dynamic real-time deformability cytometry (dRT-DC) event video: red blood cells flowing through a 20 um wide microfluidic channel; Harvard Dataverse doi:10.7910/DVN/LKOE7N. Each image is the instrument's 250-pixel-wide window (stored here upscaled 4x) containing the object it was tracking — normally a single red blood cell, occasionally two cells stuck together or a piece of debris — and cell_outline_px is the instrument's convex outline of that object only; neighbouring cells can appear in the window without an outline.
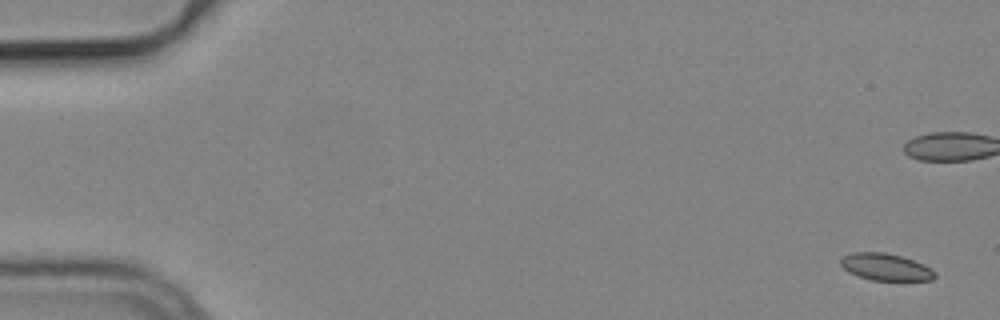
{"species": "common noctule bat (a hibernating species)", "species_latin": "Nyctalus noctula", "temperature_condition": "cold", "stored_images_in_passage": 7, "camera_frame_rate_fps": 3000, "um_per_image_px": 0.085, "animal": {"sex": "male", "body_mass_g": 19.2, "forearm_length_mm": 51.8}, "frame": {"image": 1, "passage_image": 1, "time_ms": 0.0, "image_size_px": [1000, 320], "cell_outline_px": [[936, 276], [932, 280], [872, 280], [848, 272], [840, 264], [840, 260], [844, 256], [852, 252], [884, 252], [900, 256], [924, 264], [932, 268], [936, 272]], "centroid_in_image_um": [75.3, 22.69], "position_along_channel_um": 9.7, "area_um2": 14.74}}
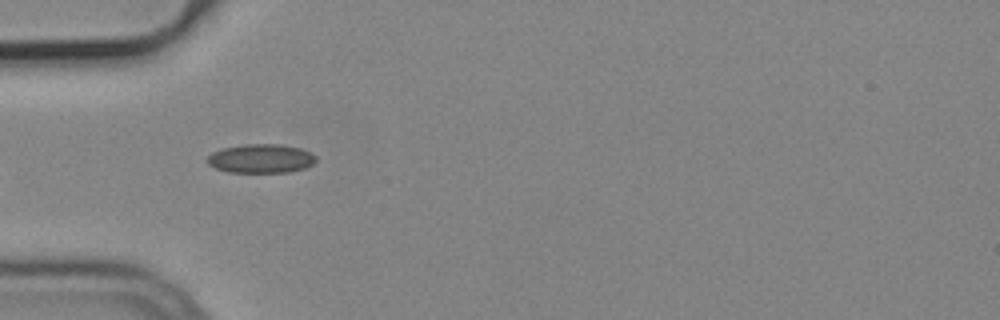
{"frame": {"image": 2, "passage_image": 6, "time_ms": 1.667, "image_size_px": [1000, 320], "cell_outline_px": [[316, 160], [312, 164], [304, 168], [288, 172], [228, 172], [216, 168], [208, 164], [204, 160], [212, 152], [220, 148], [244, 144], [280, 144], [300, 148], [312, 152], [316, 156]], "centroid_in_image_um": [22.15, 13.47], "position_along_channel_um": 62.8, "area_um2": 18.5}}
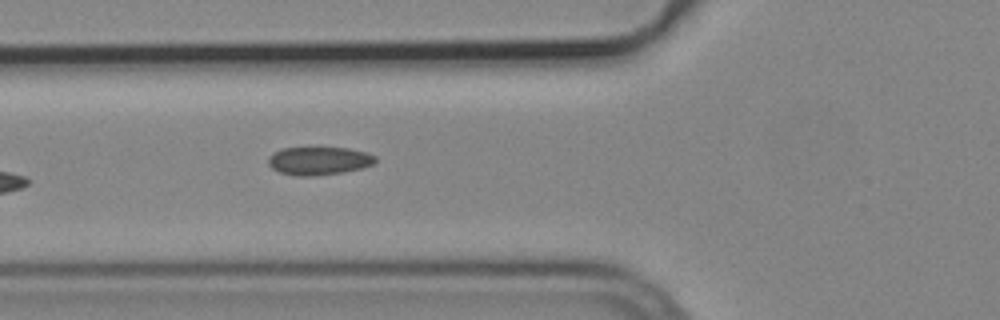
{"frame": {"image": 3, "passage_image": 7, "time_ms": 2.0, "image_size_px": [1000, 320], "cell_outline_px": [[376, 160], [372, 164], [360, 168], [344, 172], [312, 176], [296, 176], [280, 172], [272, 168], [268, 164], [268, 156], [272, 152], [280, 148], [348, 148], [368, 152], [376, 156]], "centroid_in_image_um": [27.08, 13.66], "position_along_channel_um": 98.7, "area_um2": 17.63}}